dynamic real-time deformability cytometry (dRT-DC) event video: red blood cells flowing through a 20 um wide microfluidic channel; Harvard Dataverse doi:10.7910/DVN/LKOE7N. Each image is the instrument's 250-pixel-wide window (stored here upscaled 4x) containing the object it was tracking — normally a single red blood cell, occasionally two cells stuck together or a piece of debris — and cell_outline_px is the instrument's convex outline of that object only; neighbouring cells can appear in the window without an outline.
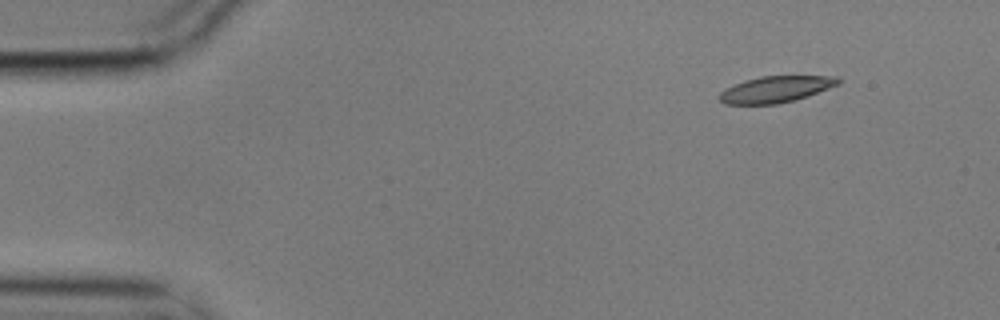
{"species": "common noctule bat (a hibernating species)", "species_latin": "Nyctalus noctula", "temperature_condition": "cold", "stored_images_in_passage": 3, "camera_frame_rate_fps": 3000, "um_per_image_px": 0.085, "animal": {"sex": "male", "body_mass_g": 17.9}, "frame": {"image": 1, "passage_image": 1, "time_ms": 0.0, "image_size_px": [1000, 320], "cell_outline_px": [[840, 84], [792, 100], [776, 104], [724, 104], [720, 100], [720, 92], [744, 80], [760, 76], [840, 76]], "centroid_in_image_um": [65.94, 7.57], "position_along_channel_um": 19.1, "area_um2": 17.86}}
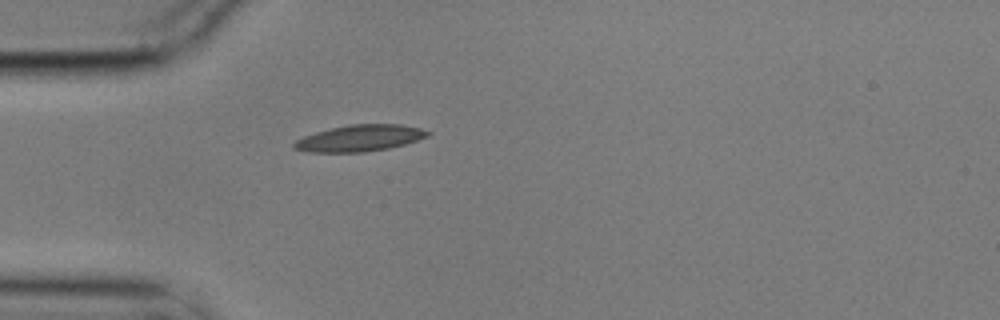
{"frame": {"image": 2, "passage_image": 3, "time_ms": 0.667, "image_size_px": [1000, 320], "cell_outline_px": [[432, 132], [428, 136], [404, 144], [388, 148], [364, 152], [308, 152], [292, 148], [292, 144], [296, 140], [304, 136], [316, 132], [348, 124], [400, 124], [420, 128]], "centroid_in_image_um": [30.56, 11.74], "position_along_channel_um": 54.4, "area_um2": 20.52}}